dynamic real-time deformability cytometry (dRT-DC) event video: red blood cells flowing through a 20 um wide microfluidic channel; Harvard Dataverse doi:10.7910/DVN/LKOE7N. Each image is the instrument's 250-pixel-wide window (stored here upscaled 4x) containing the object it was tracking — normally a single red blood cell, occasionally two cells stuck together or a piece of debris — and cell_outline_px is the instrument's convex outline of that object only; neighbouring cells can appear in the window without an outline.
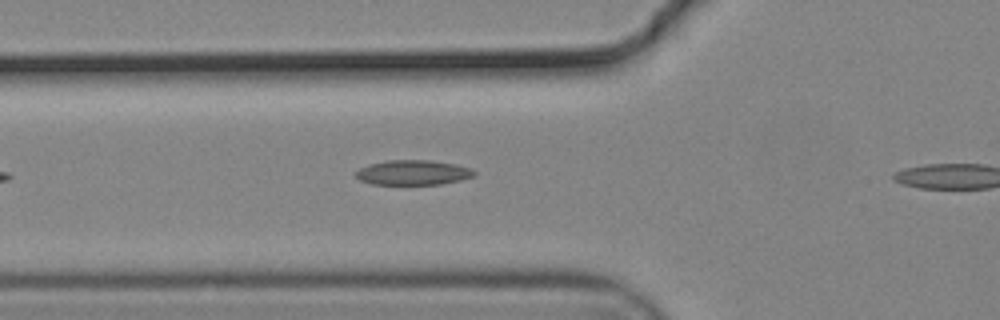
{"species": "common noctule bat (a hibernating species)", "species_latin": "Nyctalus noctula", "temperature_condition": "cold", "stored_images_in_passage": 8, "camera_frame_rate_fps": 3000, "um_per_image_px": 0.085, "animal": {"sex": "male", "body_mass_g": 19.2, "forearm_length_mm": 51.8}, "frame": {"image": 1, "passage_image": 7, "time_ms": 2.0, "image_size_px": [1000, 320], "cell_outline_px": [[476, 176], [460, 180], [440, 184], [372, 184], [360, 180], [356, 176], [356, 172], [360, 168], [368, 164], [388, 160], [428, 160], [456, 164], [472, 168], [476, 172]], "centroid_in_image_um": [35.14, 14.66], "position_along_channel_um": 90.7, "area_um2": 17.17}}